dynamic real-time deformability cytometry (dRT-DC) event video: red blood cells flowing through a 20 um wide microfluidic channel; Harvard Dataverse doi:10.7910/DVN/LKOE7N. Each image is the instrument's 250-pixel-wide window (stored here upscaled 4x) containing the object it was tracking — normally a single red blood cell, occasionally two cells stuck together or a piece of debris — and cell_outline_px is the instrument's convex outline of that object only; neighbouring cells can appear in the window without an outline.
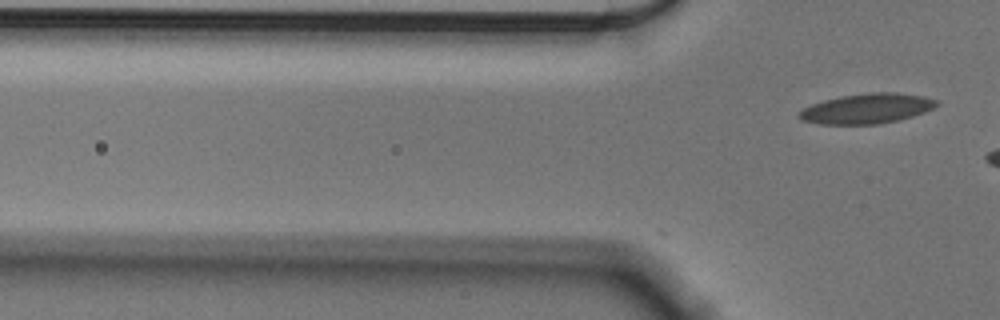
{"species": "Egyptian fruit bat (a non-hibernating species)", "species_latin": "Rousettus aegyptiacus", "temperature_condition": "cold", "stored_images_in_passage": 9, "camera_frame_rate_fps": 3000, "um_per_image_px": 0.085, "animal": {"sex": "male"}, "frame": {"image": 1, "passage_image": 9, "time_ms": 2.667, "image_size_px": [1000, 320], "cell_outline_px": [[940, 104], [924, 112], [900, 120], [876, 124], [820, 124], [800, 120], [796, 116], [804, 108], [812, 104], [824, 100], [840, 96], [872, 92], [896, 92], [924, 96], [936, 100]], "centroid_in_image_um": [73.68, 9.23], "position_along_channel_um": 52.1, "area_um2": 24.04}}